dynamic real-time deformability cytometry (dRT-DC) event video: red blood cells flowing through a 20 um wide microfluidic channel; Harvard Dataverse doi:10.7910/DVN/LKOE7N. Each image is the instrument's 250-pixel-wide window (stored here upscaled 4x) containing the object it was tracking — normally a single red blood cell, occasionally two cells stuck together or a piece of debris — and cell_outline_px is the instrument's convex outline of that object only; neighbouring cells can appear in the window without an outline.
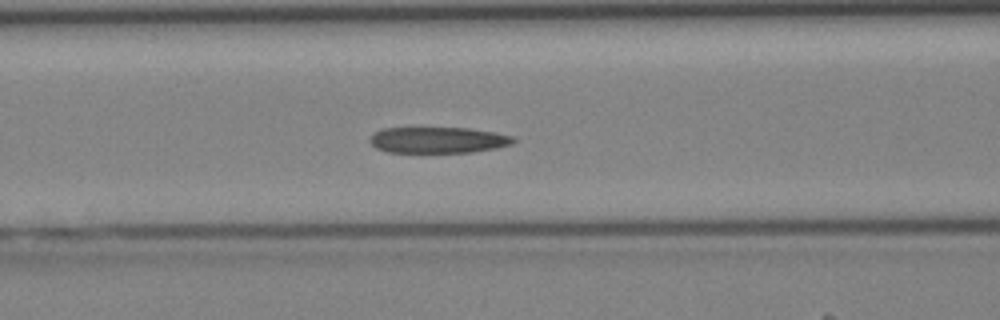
{"species": "Egyptian fruit bat (a non-hibernating species)", "species_latin": "Rousettus aegyptiacus", "temperature_condition": "cold", "stored_images_in_passage": 40, "camera_frame_rate_fps": 3000, "um_per_image_px": 0.085, "animal": {"sex": "female"}, "frame": {"image": 1, "passage_image": 16, "time_ms": 5.0, "image_size_px": [1000, 320], "cell_outline_px": [[516, 140], [512, 144], [496, 148], [472, 152], [388, 152], [376, 148], [368, 140], [368, 136], [380, 128], [468, 128], [496, 132], [516, 136]], "centroid_in_image_um": [37.23, 11.89], "position_along_channel_um": 129.4, "area_um2": 22.08}}
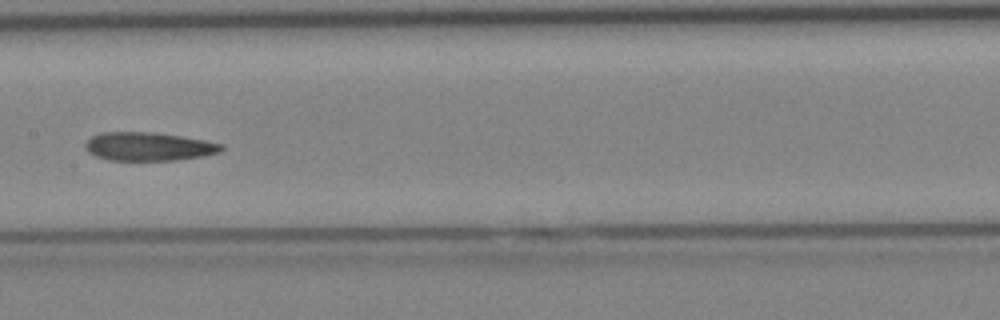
{"frame": {"image": 2, "passage_image": 20, "time_ms": 6.333, "image_size_px": [1000, 320], "cell_outline_px": [[224, 148], [220, 152], [200, 156], [176, 160], [108, 160], [96, 156], [88, 152], [84, 148], [84, 144], [92, 136], [100, 132], [148, 132], [180, 136], [204, 140], [224, 144]], "centroid_in_image_um": [12.6, 12.45], "position_along_channel_um": 194.8, "area_um2": 22.48}}
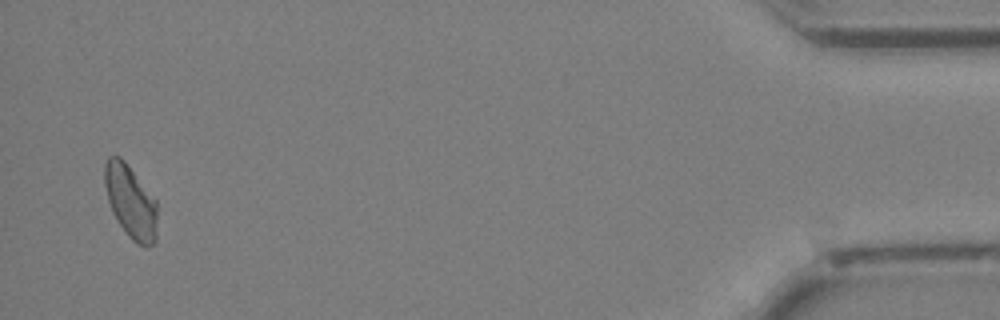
{"frame": {"image": 3, "passage_image": 39, "time_ms": 12.667, "image_size_px": [1000, 320], "cell_outline_px": [[156, 244], [144, 248], [136, 244], [128, 236], [116, 220], [112, 212], [108, 200], [104, 184], [104, 164], [108, 156], [120, 156], [124, 160], [156, 200]], "centroid_in_image_um": [11.09, 17.17], "position_along_channel_um": 424.1, "area_um2": 22.6}}